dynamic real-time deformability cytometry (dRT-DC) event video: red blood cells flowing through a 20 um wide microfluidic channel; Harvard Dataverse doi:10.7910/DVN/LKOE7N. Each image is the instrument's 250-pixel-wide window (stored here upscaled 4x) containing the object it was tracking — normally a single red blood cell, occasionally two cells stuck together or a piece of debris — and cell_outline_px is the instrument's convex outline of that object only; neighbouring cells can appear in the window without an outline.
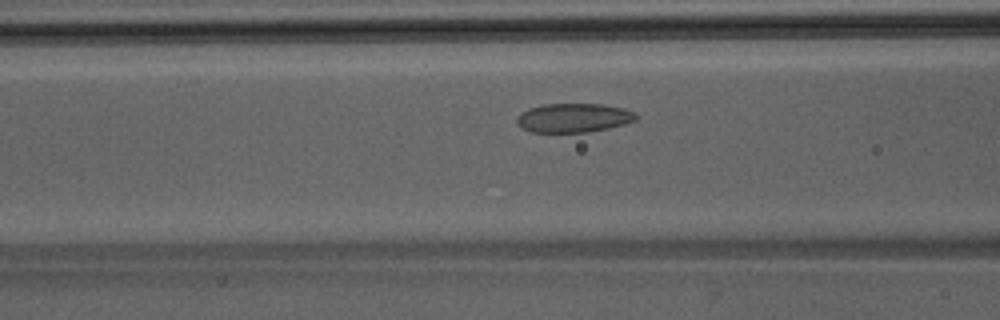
{"species": "Egyptian fruit bat (a non-hibernating species)", "species_latin": "Rousettus aegyptiacus", "temperature_condition": "room temperature", "stored_images_in_passage": 38, "camera_frame_rate_fps": 3000, "um_per_image_px": 0.085, "animal": {"sex": "male"}, "frame": {"image": 1, "passage_image": 11, "time_ms": 3.333, "image_size_px": [1000, 320], "cell_outline_px": [[636, 120], [624, 124], [608, 128], [588, 132], [532, 132], [520, 128], [516, 120], [516, 116], [520, 112], [528, 108], [544, 104], [604, 104], [624, 108], [636, 112]], "centroid_in_image_um": [48.73, 10.01], "position_along_channel_um": 117.9, "area_um2": 20.35}}
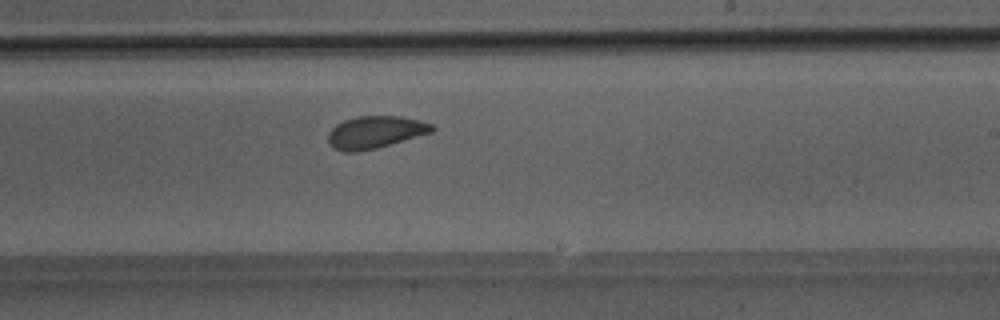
{"frame": {"image": 2, "passage_image": 21, "time_ms": 6.667, "image_size_px": [1000, 320], "cell_outline_px": [[436, 128], [432, 132], [376, 148], [356, 152], [344, 152], [332, 148], [328, 144], [328, 132], [336, 124], [344, 120], [356, 116], [400, 116], [420, 120], [432, 124]], "centroid_in_image_um": [31.86, 11.23], "position_along_channel_um": 257.1, "area_um2": 19.65}}
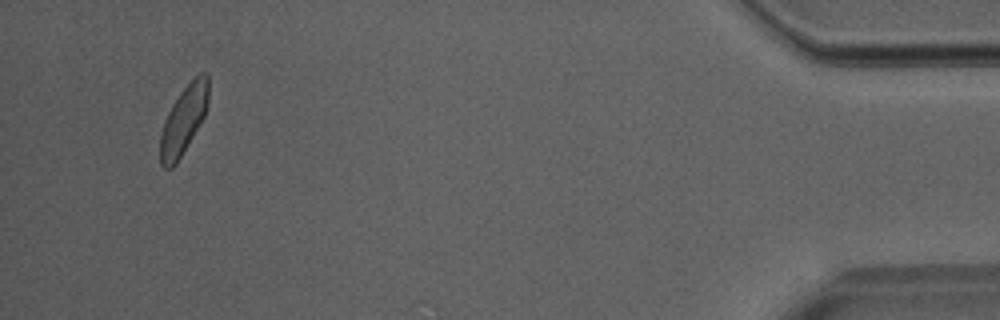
{"frame": {"image": 3, "passage_image": 38, "time_ms": 12.333, "image_size_px": [1000, 320], "cell_outline_px": [[208, 104], [204, 116], [200, 124], [176, 164], [172, 168], [164, 168], [160, 164], [160, 132], [164, 120], [172, 104], [180, 92], [200, 72], [208, 72]], "centroid_in_image_um": [15.6, 10.2], "position_along_channel_um": 419.6, "area_um2": 19.13}}